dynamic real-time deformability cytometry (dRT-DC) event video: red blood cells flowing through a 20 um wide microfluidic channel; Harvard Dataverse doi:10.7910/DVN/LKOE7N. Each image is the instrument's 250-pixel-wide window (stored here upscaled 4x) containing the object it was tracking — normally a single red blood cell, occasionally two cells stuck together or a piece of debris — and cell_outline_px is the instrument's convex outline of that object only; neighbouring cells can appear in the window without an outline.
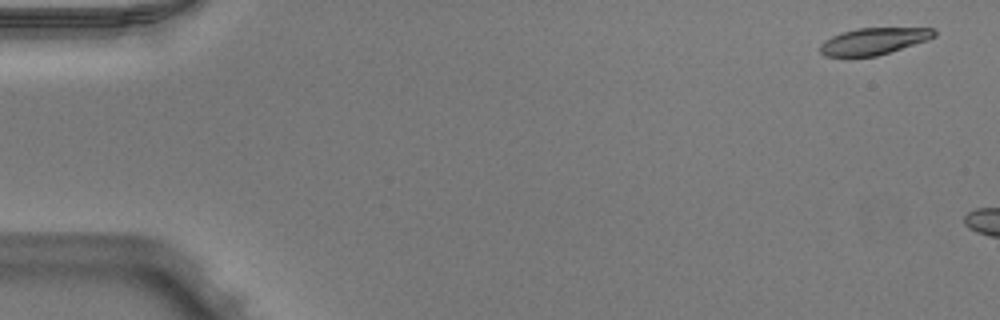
{"species": "Egyptian fruit bat (a non-hibernating species)", "species_latin": "Rousettus aegyptiacus", "temperature_condition": "warm", "stored_images_in_passage": 5, "camera_frame_rate_fps": 3000, "um_per_image_px": 0.085, "animal": {"sex": "male"}, "frame": {"image": 1, "passage_image": 1, "time_ms": 0.0, "image_size_px": [1000, 320], "cell_outline_px": [[936, 36], [928, 40], [876, 56], [824, 56], [820, 52], [820, 44], [824, 40], [840, 32], [860, 28], [936, 28]], "centroid_in_image_um": [74.27, 3.49], "position_along_channel_um": 10.7, "area_um2": 17.74}}